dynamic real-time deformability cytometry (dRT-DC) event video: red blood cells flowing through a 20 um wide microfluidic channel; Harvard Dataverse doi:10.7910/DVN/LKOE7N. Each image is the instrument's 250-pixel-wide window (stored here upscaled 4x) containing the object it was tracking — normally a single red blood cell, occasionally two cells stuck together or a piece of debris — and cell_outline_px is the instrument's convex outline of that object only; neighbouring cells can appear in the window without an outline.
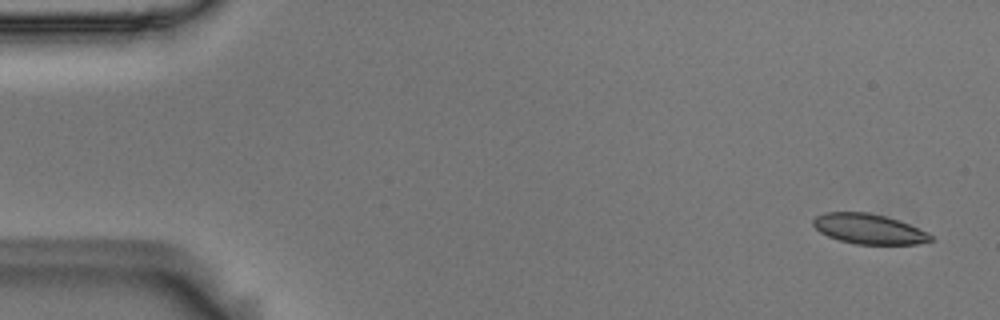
{"species": "Egyptian fruit bat (a non-hibernating species)", "species_latin": "Rousettus aegyptiacus", "temperature_condition": "room temperature", "stored_images_in_passage": 6, "camera_frame_rate_fps": 3000, "um_per_image_px": 0.085, "animal": {"sex": "male"}, "frame": {"image": 1, "passage_image": 1, "time_ms": 0.0, "image_size_px": [1000, 320], "cell_outline_px": [[932, 240], [916, 244], [856, 244], [840, 240], [828, 236], [820, 232], [812, 224], [812, 220], [816, 216], [824, 212], [868, 212], [884, 216], [908, 224], [928, 232], [932, 236]], "centroid_in_image_um": [73.82, 19.45], "position_along_channel_um": 11.2, "area_um2": 20.4}}
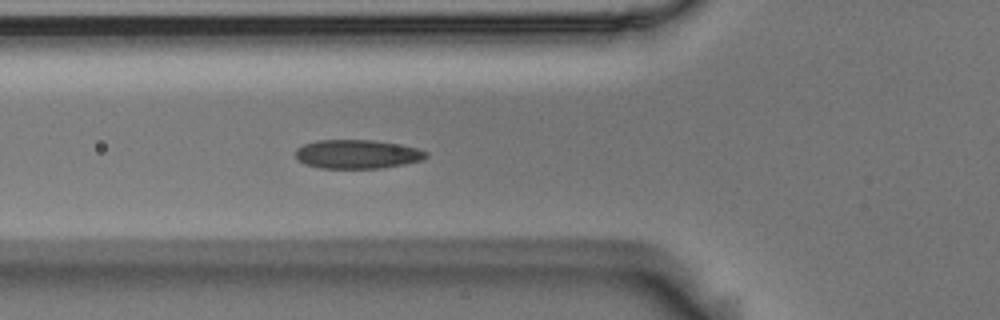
{"frame": {"image": 2, "passage_image": 6, "time_ms": 1.667, "image_size_px": [1000, 320], "cell_outline_px": [[428, 156], [424, 160], [404, 164], [380, 168], [320, 168], [304, 164], [296, 160], [296, 148], [304, 144], [316, 140], [372, 140], [400, 144], [416, 148], [428, 152]], "centroid_in_image_um": [30.36, 13.1], "position_along_channel_um": 95.4, "area_um2": 22.14}}